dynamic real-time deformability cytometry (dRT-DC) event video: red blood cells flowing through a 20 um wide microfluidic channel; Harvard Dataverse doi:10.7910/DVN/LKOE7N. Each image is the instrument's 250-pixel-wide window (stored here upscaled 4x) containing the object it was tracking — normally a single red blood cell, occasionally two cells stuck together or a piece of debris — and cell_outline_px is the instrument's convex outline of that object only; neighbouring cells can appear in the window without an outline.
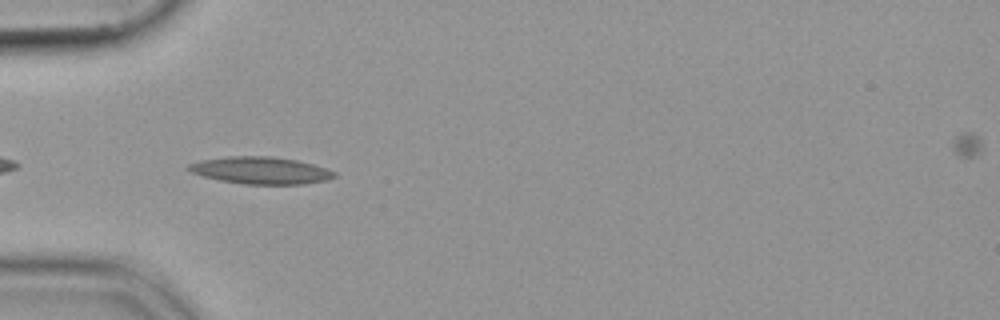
{"species": "common noctule bat (a hibernating species)", "species_latin": "Nyctalus noctula", "temperature_condition": "cold", "stored_images_in_passage": 39, "camera_frame_rate_fps": 3000, "um_per_image_px": 0.085, "animal": {"sex": "female", "body_mass_g": 19.9}, "frame": {"image": 1, "passage_image": 2, "time_ms": 0.333, "image_size_px": [1000, 320], "cell_outline_px": [[336, 176], [328, 180], [300, 184], [244, 184], [220, 180], [204, 176], [192, 172], [184, 168], [188, 164], [200, 160], [228, 156], [272, 156], [296, 160], [312, 164], [336, 172]], "centroid_in_image_um": [22.13, 14.48], "position_along_channel_um": 62.9, "area_um2": 22.95}}
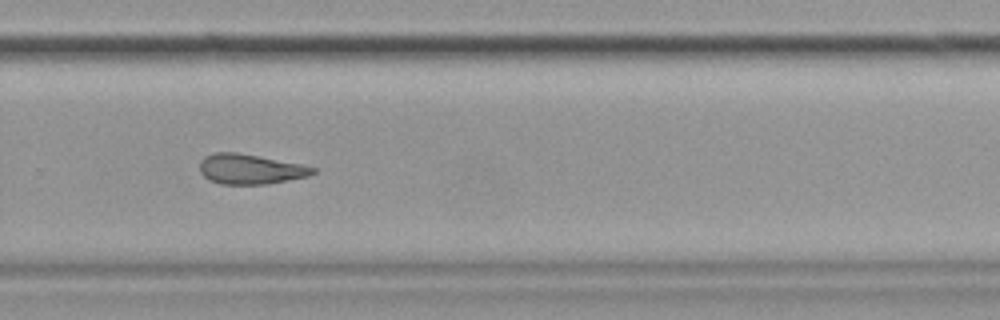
{"frame": {"image": 2, "passage_image": 22, "time_ms": 7.0, "image_size_px": [1000, 320], "cell_outline_px": [[316, 172], [308, 176], [268, 184], [220, 184], [208, 180], [200, 172], [200, 160], [204, 156], [216, 152], [236, 152], [300, 164], [316, 168]], "centroid_in_image_um": [21.24, 14.38], "position_along_channel_um": 308.6, "area_um2": 19.71}}
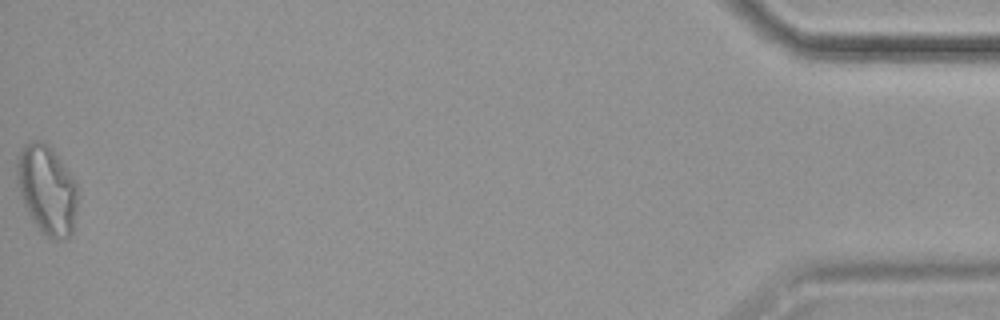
{"frame": {"image": 3, "passage_image": 39, "time_ms": 12.667, "image_size_px": [1000, 320], "cell_outline_px": [[76, 208], [72, 232], [68, 240], [52, 240], [40, 232], [32, 220], [24, 204], [16, 180], [16, 160], [24, 144], [32, 140], [40, 140], [48, 144], [52, 148], [76, 180]], "centroid_in_image_um": [3.98, 16.13], "position_along_channel_um": 431.2, "area_um2": 31.85}}